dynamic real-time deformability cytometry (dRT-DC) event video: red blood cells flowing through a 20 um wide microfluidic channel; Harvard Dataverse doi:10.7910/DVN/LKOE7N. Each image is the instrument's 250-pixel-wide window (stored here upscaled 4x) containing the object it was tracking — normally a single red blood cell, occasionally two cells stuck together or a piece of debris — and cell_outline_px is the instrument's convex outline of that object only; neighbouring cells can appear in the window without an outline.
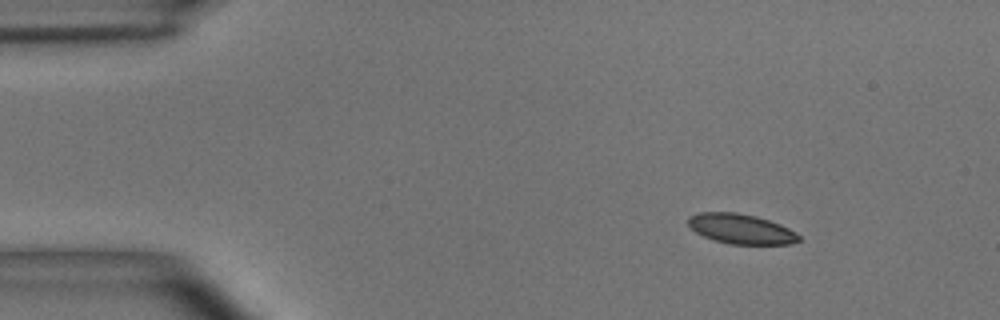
{"species": "common noctule bat (a hibernating species)", "species_latin": "Nyctalus noctula", "temperature_condition": "room temperature", "stored_images_in_passage": 49, "camera_frame_rate_fps": 3000, "um_per_image_px": 0.085, "animal": {"sex": "male", "body_mass_g": 15.6}, "frame": {"image": 1, "passage_image": 1, "time_ms": 0.0, "image_size_px": [1000, 320], "cell_outline_px": [[800, 240], [792, 244], [728, 244], [704, 236], [696, 232], [688, 224], [688, 216], [700, 212], [736, 212], [756, 216], [780, 224], [796, 232], [800, 236]], "centroid_in_image_um": [62.99, 19.45], "position_along_channel_um": 22.0, "area_um2": 19.25}}
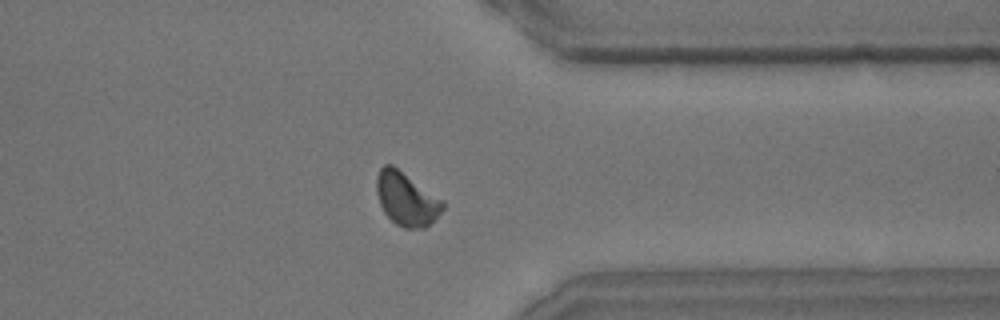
{"frame": {"image": 2, "passage_image": 37, "time_ms": 12.0, "image_size_px": [1000, 320], "cell_outline_px": [[444, 208], [424, 228], [404, 228], [396, 224], [384, 212], [380, 204], [376, 192], [376, 180], [380, 168], [384, 164], [392, 164], [440, 200], [444, 204]], "centroid_in_image_um": [34.48, 16.91], "position_along_channel_um": 376.9, "area_um2": 19.88}}
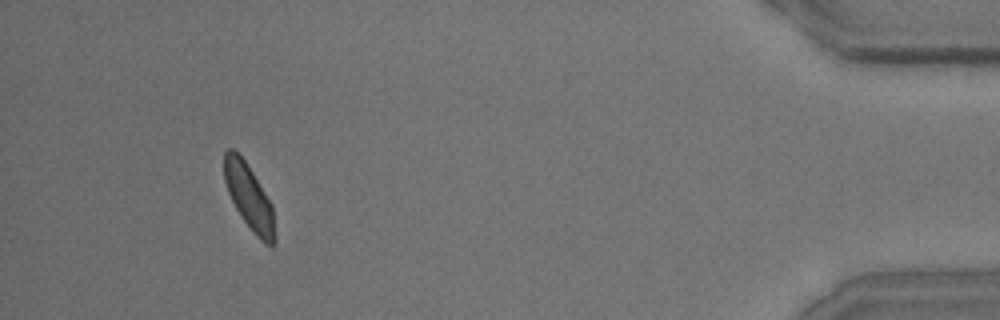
{"frame": {"image": 3, "passage_image": 45, "time_ms": 14.667, "image_size_px": [1000, 320], "cell_outline_px": [[276, 244], [272, 248], [264, 244], [252, 232], [236, 208], [228, 192], [224, 180], [224, 152], [228, 148], [232, 148], [244, 160], [252, 172], [272, 204], [276, 236]], "centroid_in_image_um": [21.2, 16.82], "position_along_channel_um": 414.0, "area_um2": 19.25}, "authors_computed_cell_mechanics": {"area_um2": 20.0566, "velocity_mm_per_s": 3.6322, "shape_relaxation_time_tau1_ms": 3.3495, "shape_relaxation_time_tau2_ms": 1.5359, "deformation_change_tau1": 0.0807, "deformation_change_tau2": 0.0642}}